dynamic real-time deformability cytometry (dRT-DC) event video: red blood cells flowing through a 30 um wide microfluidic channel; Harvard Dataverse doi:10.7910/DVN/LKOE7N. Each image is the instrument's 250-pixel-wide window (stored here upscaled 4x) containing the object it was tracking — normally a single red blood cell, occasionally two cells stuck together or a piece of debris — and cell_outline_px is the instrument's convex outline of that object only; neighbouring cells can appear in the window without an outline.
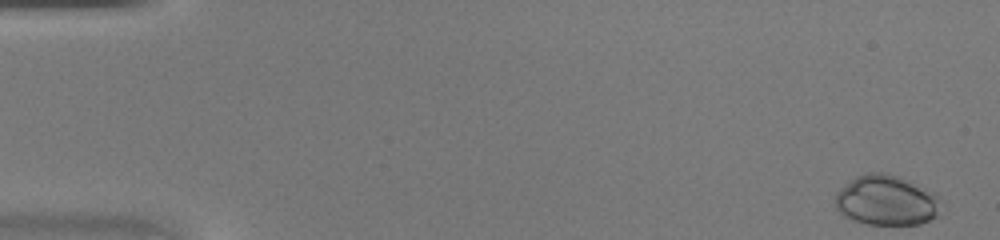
{"species": "common noctule bat (a hibernating species)", "species_latin": "Nyctalus noctula", "temperature_condition": "warm", "stored_images_in_passage": 11, "camera_frame_rate_fps": 3000, "um_per_image_px": 0.085, "animal": {"sex": "female", "body_mass_g": 20.0, "forearm_length_mm": 54.0}, "frame": {"image": 1, "passage_image": 1, "time_ms": 0.0, "image_size_px": [1000, 240], "cell_outline_px": [[936, 216], [920, 224], [868, 224], [852, 220], [844, 216], [836, 208], [836, 192], [840, 188], [856, 176], [868, 172], [884, 172], [900, 176], [936, 192]], "centroid_in_image_um": [75.29, 17.01], "position_along_channel_um": 9.7, "area_um2": 30.63}}